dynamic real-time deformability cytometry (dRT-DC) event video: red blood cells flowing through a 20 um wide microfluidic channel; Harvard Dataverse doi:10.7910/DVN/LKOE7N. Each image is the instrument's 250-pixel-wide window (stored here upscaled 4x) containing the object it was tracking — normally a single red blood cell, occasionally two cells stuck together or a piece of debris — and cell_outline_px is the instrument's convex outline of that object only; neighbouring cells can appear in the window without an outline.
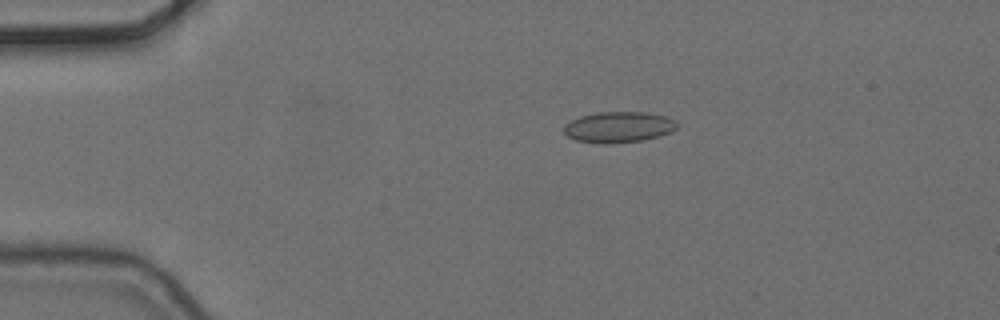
{"species": "common noctule bat (a hibernating species)", "species_latin": "Nyctalus noctula", "temperature_condition": "cold", "stored_images_in_passage": 2, "camera_frame_rate_fps": 3000, "um_per_image_px": 0.085, "animal": {"sex": "female", "body_mass_g": 24.6, "forearm_length_mm": 56.2}, "frame": {"image": 1, "passage_image": 1, "time_ms": 0.0, "image_size_px": [1000, 320], "cell_outline_px": [[676, 128], [672, 132], [660, 136], [644, 140], [576, 140], [568, 136], [564, 132], [564, 124], [580, 116], [600, 112], [644, 112], [668, 116], [676, 120]], "centroid_in_image_um": [52.66, 10.74], "position_along_channel_um": 32.3, "area_um2": 19.42}}